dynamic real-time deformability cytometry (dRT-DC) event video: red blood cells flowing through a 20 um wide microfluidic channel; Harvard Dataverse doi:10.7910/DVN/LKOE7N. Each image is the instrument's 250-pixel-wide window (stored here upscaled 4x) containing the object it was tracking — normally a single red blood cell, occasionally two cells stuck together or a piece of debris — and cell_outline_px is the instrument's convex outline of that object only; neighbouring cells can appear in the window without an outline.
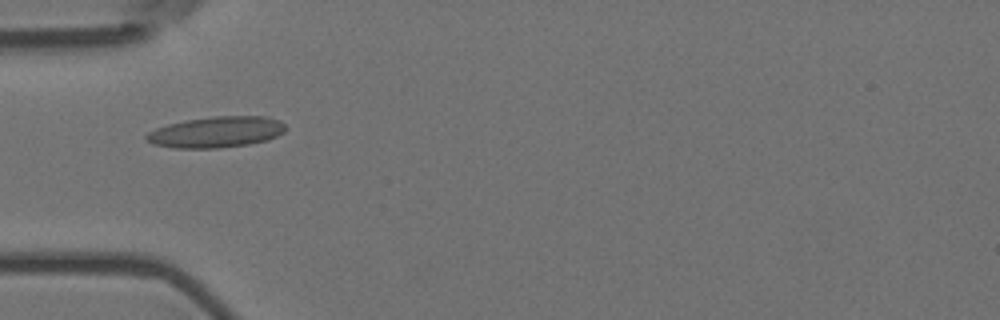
{"species": "Egyptian fruit bat (a non-hibernating species)", "species_latin": "Rousettus aegyptiacus", "temperature_condition": "room temperature", "stored_images_in_passage": 1, "camera_frame_rate_fps": 3000, "um_per_image_px": 0.085, "animal": {"sex": "female"}, "frame": {"image": 1, "passage_image": 1, "time_ms": 0.0, "image_size_px": [1000, 320], "cell_outline_px": [[288, 128], [284, 132], [268, 140], [248, 144], [220, 148], [172, 148], [152, 144], [144, 136], [148, 132], [156, 128], [168, 124], [184, 120], [212, 116], [268, 116], [280, 120]], "centroid_in_image_um": [18.4, 11.22], "position_along_channel_um": 66.6, "area_um2": 25.43}}